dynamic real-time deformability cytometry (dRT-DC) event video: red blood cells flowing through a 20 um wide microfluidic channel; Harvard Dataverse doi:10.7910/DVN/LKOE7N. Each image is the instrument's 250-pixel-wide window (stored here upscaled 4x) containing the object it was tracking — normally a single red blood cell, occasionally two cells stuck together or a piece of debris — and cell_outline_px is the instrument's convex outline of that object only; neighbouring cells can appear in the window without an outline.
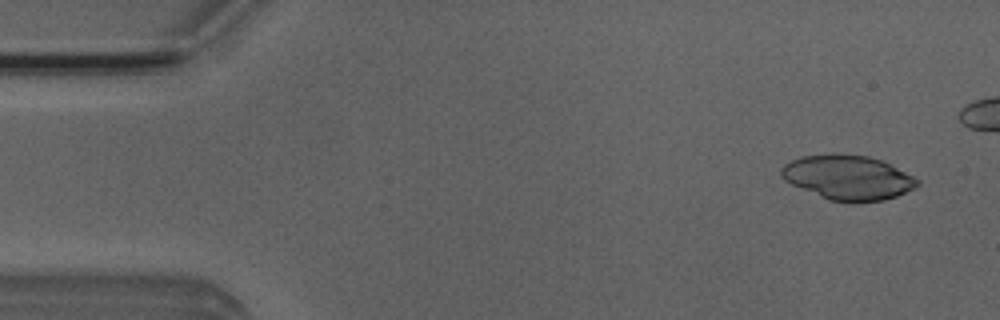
{"species": "Egyptian fruit bat (a non-hibernating species)", "species_latin": "Rousettus aegyptiacus", "temperature_condition": "room temperature", "stored_images_in_passage": 13, "camera_frame_rate_fps": 3000, "um_per_image_px": 0.085, "animal": {"sex": "male"}, "frame": {"image": 1, "passage_image": 3, "time_ms": 0.667, "image_size_px": [1000, 320], "cell_outline_px": [[920, 184], [896, 196], [884, 200], [828, 200], [792, 184], [784, 180], [780, 176], [780, 168], [784, 164], [800, 156], [868, 156], [880, 160], [920, 180]], "centroid_in_image_um": [72.03, 15.1], "position_along_channel_um": 13.0, "area_um2": 33.87}}